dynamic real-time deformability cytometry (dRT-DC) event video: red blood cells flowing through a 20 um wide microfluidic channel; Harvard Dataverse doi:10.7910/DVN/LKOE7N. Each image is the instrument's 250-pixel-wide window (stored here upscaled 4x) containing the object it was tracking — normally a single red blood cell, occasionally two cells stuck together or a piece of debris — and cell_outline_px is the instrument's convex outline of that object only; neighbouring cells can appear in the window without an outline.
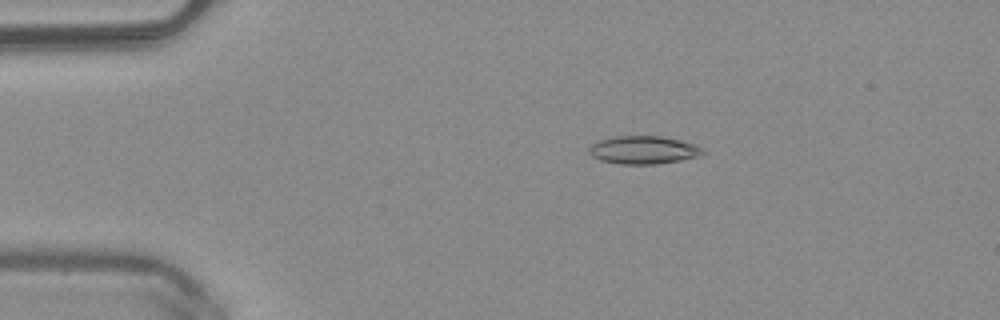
{"species": "common noctule bat (a hibernating species)", "species_latin": "Nyctalus noctula", "temperature_condition": "warm", "stored_images_in_passage": 50, "camera_frame_rate_fps": 3000, "um_per_image_px": 0.085, "animal": {"sex": "male", "body_mass_g": 20.4}, "frame": {"image": 1, "passage_image": 10, "time_ms": 3.0, "image_size_px": [1000, 320], "cell_outline_px": [[704, 152], [700, 156], [680, 160], [656, 164], [620, 164], [600, 160], [592, 156], [588, 152], [588, 148], [592, 144], [600, 140], [616, 136], [660, 136], [680, 140], [704, 148]], "centroid_in_image_um": [54.68, 12.75], "position_along_channel_um": 30.3, "area_um2": 18.5}}
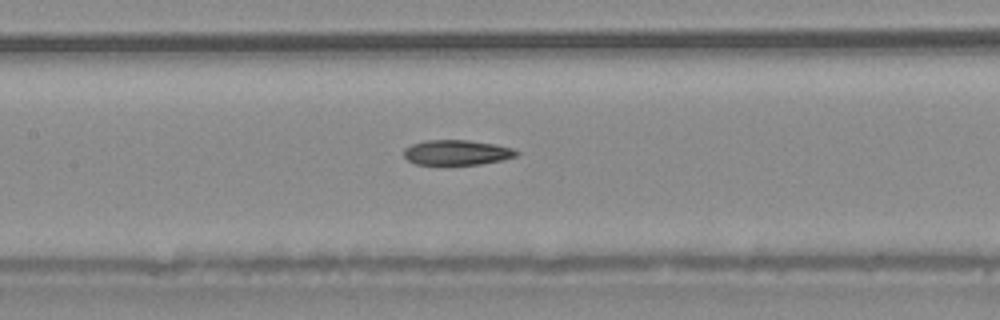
{"frame": {"image": 2, "passage_image": 24, "time_ms": 7.667, "image_size_px": [1000, 320], "cell_outline_px": [[520, 152], [516, 156], [504, 160], [480, 164], [416, 164], [408, 160], [404, 156], [404, 148], [412, 144], [428, 140], [468, 140], [492, 144], [512, 148]], "centroid_in_image_um": [38.84, 12.96], "position_along_channel_um": 168.6, "area_um2": 16.3}}
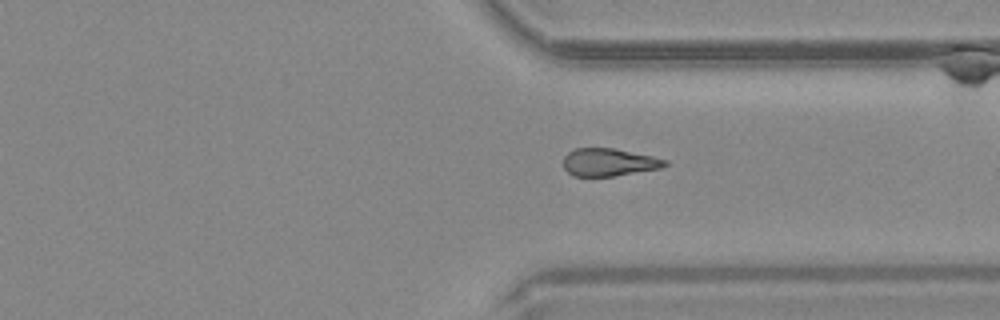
{"frame": {"image": 3, "passage_image": 38, "time_ms": 12.333, "image_size_px": [1000, 320], "cell_outline_px": [[668, 164], [664, 168], [612, 176], [572, 176], [564, 168], [564, 156], [568, 152], [576, 148], [616, 148], [652, 156], [668, 160]], "centroid_in_image_um": [51.79, 13.79], "position_along_channel_um": 359.6, "area_um2": 16.53}, "authors_computed_cell_mechanics": {"area_um2": 17.5134, "velocity_mm_per_s": 4.0858, "shape_relaxation_time_tau1_ms": 7.4, "shape_relaxation_time_tau2_ms": null, "deformation_change_tau1": 0.1598, "deformation_change_tau2": null}}